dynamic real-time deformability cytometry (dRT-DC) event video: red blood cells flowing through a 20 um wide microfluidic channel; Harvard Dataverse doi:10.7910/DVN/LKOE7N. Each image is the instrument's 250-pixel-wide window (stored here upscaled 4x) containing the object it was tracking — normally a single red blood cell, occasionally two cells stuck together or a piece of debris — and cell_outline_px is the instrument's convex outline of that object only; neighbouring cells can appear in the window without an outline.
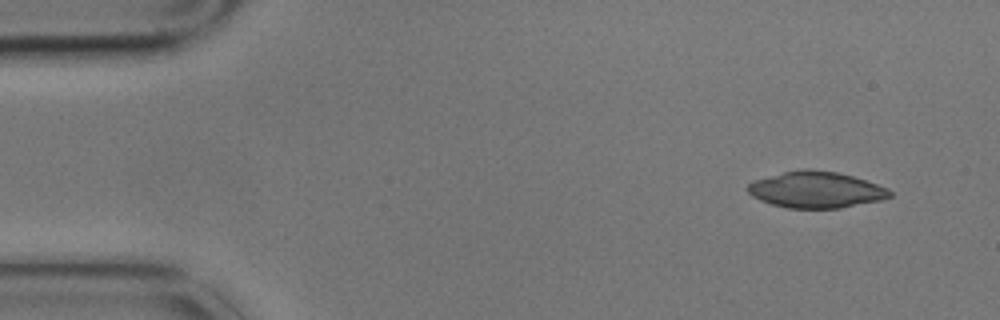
{"species": "common noctule bat (a hibernating species)", "species_latin": "Nyctalus noctula", "temperature_condition": "cold", "stored_images_in_passage": 4, "camera_frame_rate_fps": 3000, "um_per_image_px": 0.085, "animal": {"sex": "male", "body_mass_g": 17.9}, "frame": {"image": 1, "passage_image": 1, "time_ms": 0.0, "image_size_px": [1000, 320], "cell_outline_px": [[892, 196], [884, 200], [840, 208], [788, 208], [772, 204], [760, 200], [752, 196], [748, 192], [748, 184], [752, 180], [784, 172], [804, 168], [812, 168], [836, 172], [852, 176], [888, 188], [892, 192]], "centroid_in_image_um": [69.37, 16.13], "position_along_channel_um": 15.6, "area_um2": 30.17}}